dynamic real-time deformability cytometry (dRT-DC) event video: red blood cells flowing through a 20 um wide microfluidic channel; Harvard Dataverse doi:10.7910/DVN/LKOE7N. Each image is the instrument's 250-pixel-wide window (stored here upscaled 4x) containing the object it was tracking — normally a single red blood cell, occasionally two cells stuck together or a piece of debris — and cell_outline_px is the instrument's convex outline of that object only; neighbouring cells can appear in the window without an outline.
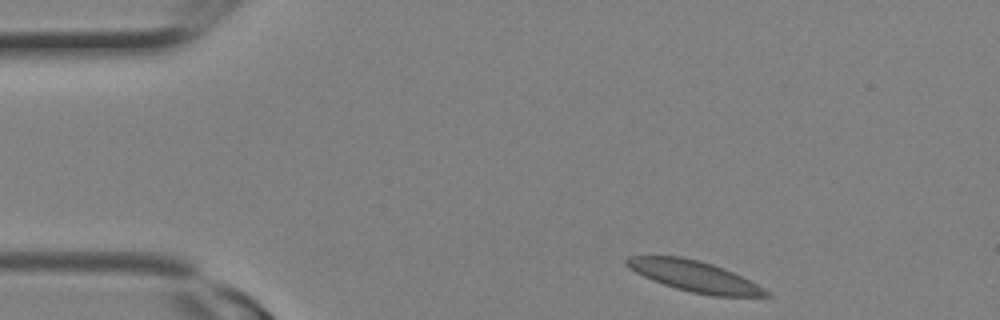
{"species": "Egyptian fruit bat (a non-hibernating species)", "species_latin": "Rousettus aegyptiacus", "temperature_condition": "room temperature", "stored_images_in_passage": 6, "camera_frame_rate_fps": 3000, "um_per_image_px": 0.085, "animal": {"sex": "female"}, "frame": {"image": 1, "passage_image": 1, "time_ms": 0.0, "image_size_px": [1000, 320], "cell_outline_px": [[772, 296], [712, 296], [692, 292], [676, 288], [652, 280], [636, 272], [624, 264], [624, 260], [628, 256], [680, 256], [700, 260], [724, 268], [764, 288]], "centroid_in_image_um": [58.99, 23.47], "position_along_channel_um": 26.0, "area_um2": 24.8}}
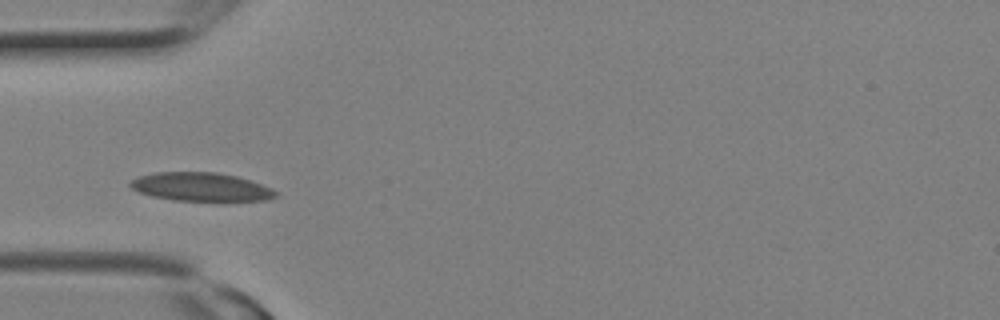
{"frame": {"image": 2, "passage_image": 5, "time_ms": 1.333, "image_size_px": [1000, 320], "cell_outline_px": [[280, 196], [268, 200], [172, 200], [152, 196], [140, 192], [132, 188], [128, 184], [132, 180], [140, 176], [156, 172], [216, 172], [236, 176], [252, 180], [272, 188], [280, 192]], "centroid_in_image_um": [17.15, 15.88], "position_along_channel_um": 67.8, "area_um2": 24.16}}